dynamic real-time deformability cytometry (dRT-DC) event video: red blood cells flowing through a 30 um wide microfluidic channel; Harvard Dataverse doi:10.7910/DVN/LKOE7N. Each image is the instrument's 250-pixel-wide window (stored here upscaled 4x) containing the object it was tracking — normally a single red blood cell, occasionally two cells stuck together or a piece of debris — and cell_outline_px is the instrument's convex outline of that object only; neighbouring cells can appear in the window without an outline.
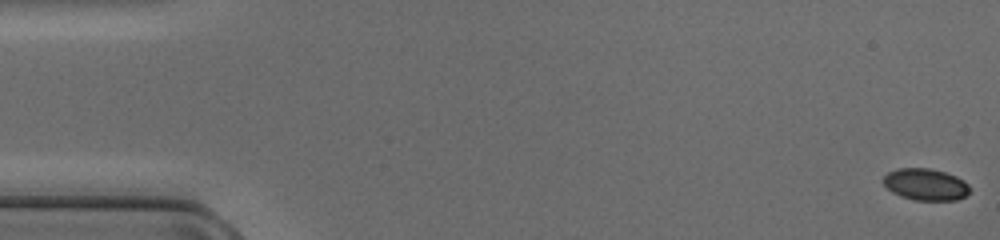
{"species": "common noctule bat (a hibernating species)", "species_latin": "Nyctalus noctula", "temperature_condition": "cold", "stored_images_in_passage": 49, "camera_frame_rate_fps": 3000, "um_per_image_px": 0.085, "animal": {"sex": "female", "body_mass_g": 17.0, "forearm_length_mm": 48.0}, "frame": {"image": 1, "passage_image": 1, "time_ms": 0.0, "image_size_px": [1000, 240], "cell_outline_px": [[968, 192], [964, 196], [956, 200], [916, 200], [900, 196], [892, 192], [880, 180], [888, 172], [896, 168], [928, 168], [944, 172], [956, 176], [964, 180], [968, 184]], "centroid_in_image_um": [78.63, 15.67], "position_along_channel_um": 6.4, "area_um2": 15.95}}
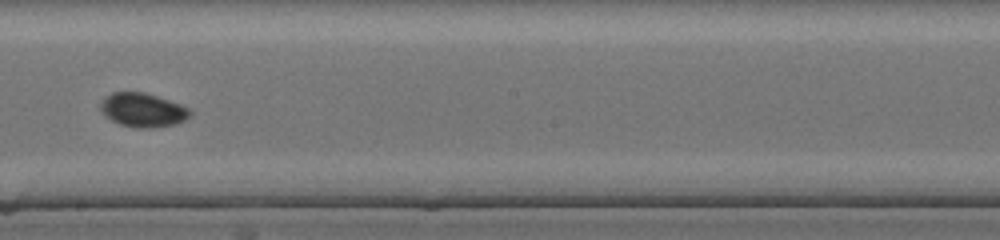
{"frame": {"image": 2, "passage_image": 28, "time_ms": 9.0, "image_size_px": [1000, 240], "cell_outline_px": [[192, 116], [176, 124], [152, 128], [140, 128], [120, 124], [104, 116], [100, 112], [100, 104], [112, 92], [144, 92], [180, 104], [188, 108], [192, 112]], "centroid_in_image_um": [12.15, 9.36], "position_along_channel_um": 236.1, "area_um2": 17.63}}
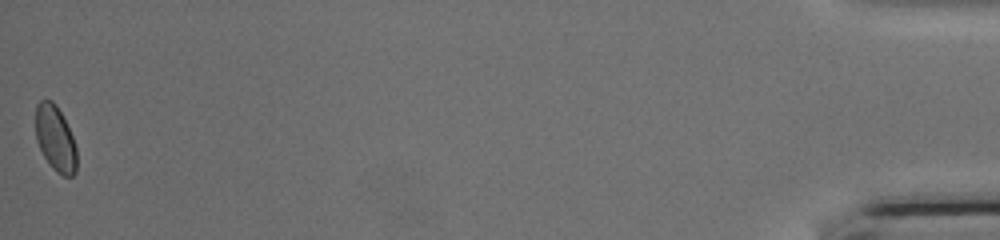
{"frame": {"image": 3, "passage_image": 49, "time_ms": 16.0, "image_size_px": [1000, 240], "cell_outline_px": [[76, 172], [72, 176], [64, 176], [56, 172], [52, 168], [44, 156], [36, 140], [36, 104], [40, 100], [52, 100], [56, 104], [72, 136], [76, 148]], "centroid_in_image_um": [4.7, 11.78], "position_along_channel_um": 430.5, "area_um2": 15.55}}